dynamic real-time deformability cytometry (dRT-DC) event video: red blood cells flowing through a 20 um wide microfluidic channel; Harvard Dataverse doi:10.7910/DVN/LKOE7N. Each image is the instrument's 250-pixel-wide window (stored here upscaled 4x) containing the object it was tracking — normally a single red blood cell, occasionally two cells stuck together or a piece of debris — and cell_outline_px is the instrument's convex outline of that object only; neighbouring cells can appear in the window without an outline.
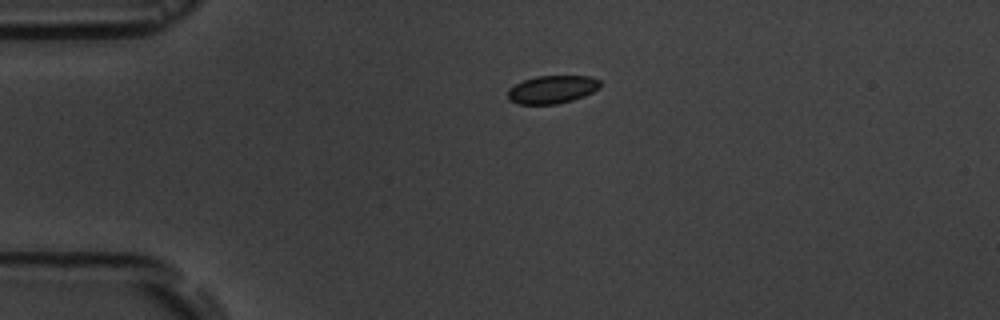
{"species": "common noctule bat (a hibernating species)", "species_latin": "Nyctalus noctula", "temperature_condition": "room temperature", "stored_images_in_passage": 4, "camera_frame_rate_fps": 3000, "um_per_image_px": 0.085, "animal": {"sex": "male", "body_mass_g": 19.5, "forearm_length_mm": 54.6}, "frame": {"image": 1, "passage_image": 1, "time_ms": 0.0, "image_size_px": [1000, 320], "cell_outline_px": [[600, 88], [584, 96], [572, 100], [556, 104], [520, 104], [508, 100], [508, 88], [524, 80], [536, 76], [592, 76], [600, 80]], "centroid_in_image_um": [46.94, 7.6], "position_along_channel_um": 38.1, "area_um2": 15.09}}
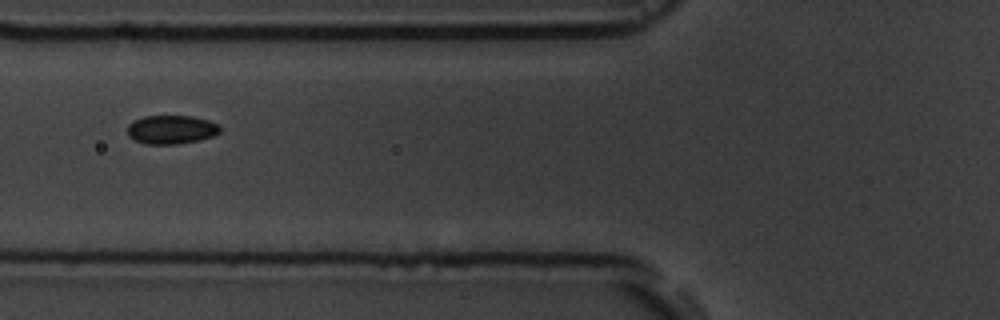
{"frame": {"image": 2, "passage_image": 3, "time_ms": 3.0, "image_size_px": [1000, 320], "cell_outline_px": [[220, 132], [212, 136], [200, 140], [176, 144], [148, 144], [136, 140], [128, 136], [128, 124], [132, 120], [144, 116], [192, 116], [208, 120], [220, 124]], "centroid_in_image_um": [14.57, 11.0], "position_along_channel_um": 111.2, "area_um2": 15.55}}
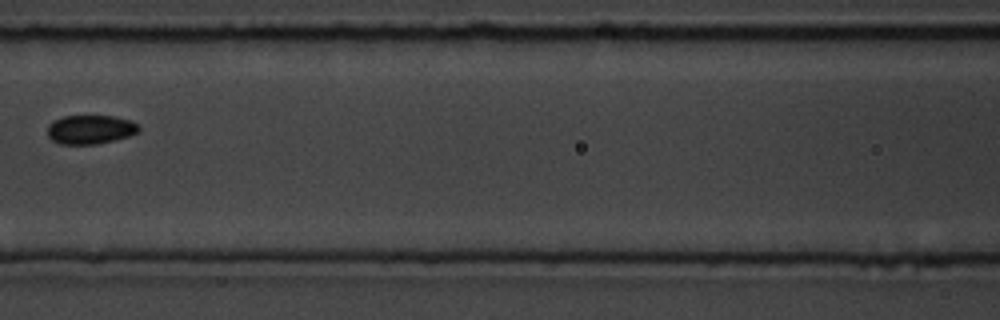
{"frame": {"image": 3, "passage_image": 4, "time_ms": 4.333, "image_size_px": [1000, 320], "cell_outline_px": [[140, 132], [116, 140], [96, 144], [60, 144], [52, 140], [48, 136], [48, 124], [52, 120], [64, 116], [112, 116], [132, 120], [140, 124]], "centroid_in_image_um": [7.71, 11.0], "position_along_channel_um": 158.9, "area_um2": 15.66}}